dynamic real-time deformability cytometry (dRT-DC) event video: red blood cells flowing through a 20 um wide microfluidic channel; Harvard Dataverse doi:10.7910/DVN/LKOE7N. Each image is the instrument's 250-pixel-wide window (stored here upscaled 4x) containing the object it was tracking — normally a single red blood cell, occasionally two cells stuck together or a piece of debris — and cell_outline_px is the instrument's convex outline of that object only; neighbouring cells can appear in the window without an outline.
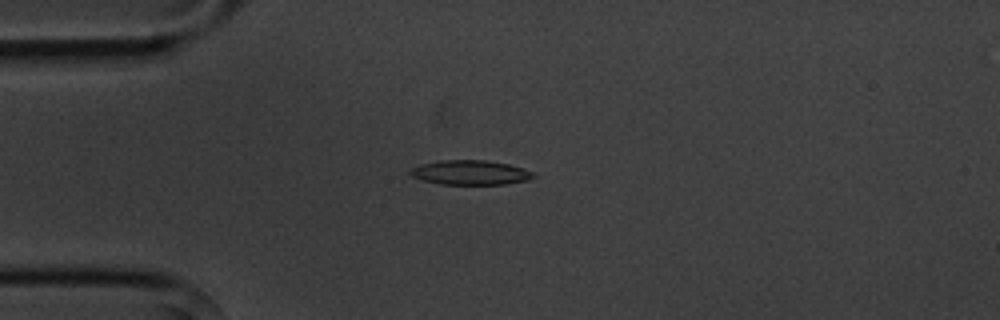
{"species": "common noctule bat (a hibernating species)", "species_latin": "Nyctalus noctula", "temperature_condition": "cold", "stored_images_in_passage": 6, "camera_frame_rate_fps": 3000, "um_per_image_px": 0.085, "animal": {"sex": "male", "body_mass_g": 20.1, "forearm_length_mm": 53.5}, "frame": {"image": 1, "passage_image": 4, "time_ms": 3.333, "image_size_px": [1000, 320], "cell_outline_px": [[536, 176], [528, 180], [504, 184], [440, 184], [424, 180], [412, 176], [408, 172], [408, 168], [420, 164], [440, 160], [484, 160], [508, 164], [524, 168], [532, 172]], "centroid_in_image_um": [39.95, 14.66], "position_along_channel_um": 45.1, "area_um2": 17.63}}
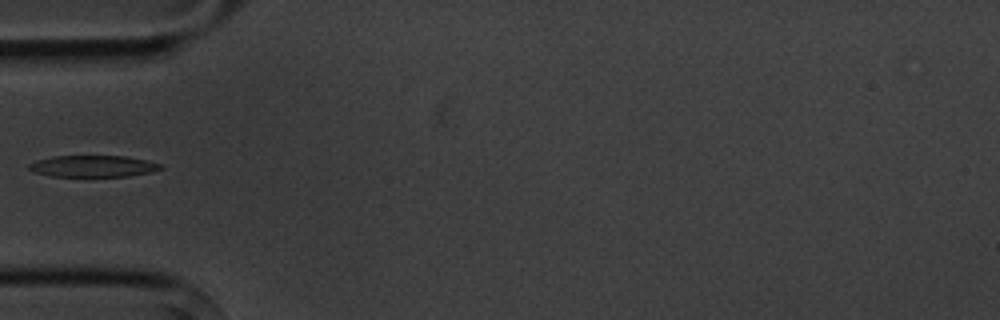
{"frame": {"image": 2, "passage_image": 5, "time_ms": 4.667, "image_size_px": [1000, 320], "cell_outline_px": [[164, 168], [148, 172], [128, 176], [52, 176], [36, 172], [28, 168], [28, 164], [36, 160], [52, 156], [124, 156], [148, 160], [160, 164]], "centroid_in_image_um": [7.9, 14.11], "position_along_channel_um": 77.1, "area_um2": 16.36}}
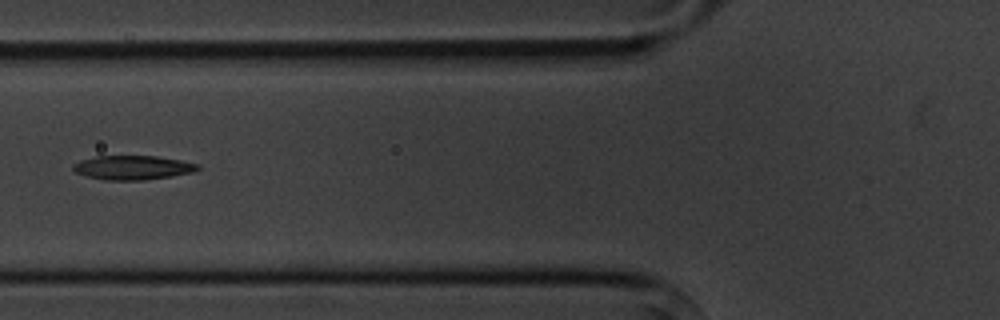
{"frame": {"image": 3, "passage_image": 6, "time_ms": 5.667, "image_size_px": [1000, 320], "cell_outline_px": [[200, 168], [192, 172], [172, 176], [144, 180], [104, 180], [88, 176], [76, 172], [72, 168], [72, 164], [80, 160], [96, 156], [156, 156], [180, 160], [200, 164]], "centroid_in_image_um": [11.28, 14.24], "position_along_channel_um": 114.5, "area_um2": 17.51}}